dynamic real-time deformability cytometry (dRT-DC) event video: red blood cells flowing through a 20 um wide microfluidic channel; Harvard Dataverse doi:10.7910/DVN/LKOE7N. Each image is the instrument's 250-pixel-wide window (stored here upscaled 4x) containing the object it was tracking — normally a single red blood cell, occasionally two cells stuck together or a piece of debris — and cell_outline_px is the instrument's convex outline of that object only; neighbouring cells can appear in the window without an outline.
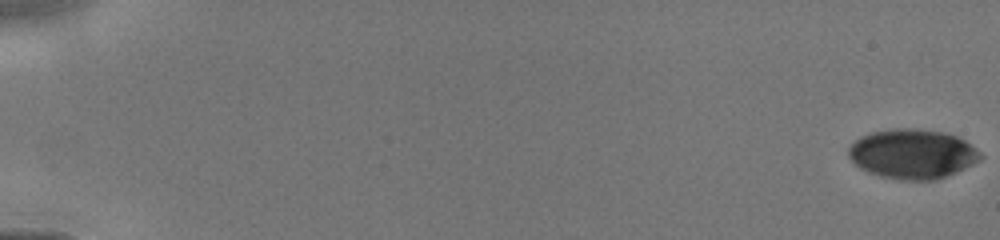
{"species": "human", "species_latin": "Homo sapiens", "temperature_condition": "cold", "stored_images_in_passage": 17, "camera_frame_rate_fps": 3000, "um_per_image_px": 0.085, "donor": {"sex": "male"}, "frame": {"image": 1, "passage_image": 1, "time_ms": 0.0, "image_size_px": [1000, 240], "cell_outline_px": [[984, 156], [980, 160], [956, 172], [936, 180], [896, 180], [880, 176], [868, 172], [860, 168], [848, 156], [848, 148], [860, 136], [872, 132], [896, 128], [916, 128], [944, 132], [956, 136], [964, 140], [976, 148]], "centroid_in_image_um": [77.56, 13.08], "position_along_channel_um": 7.4, "area_um2": 38.21}}
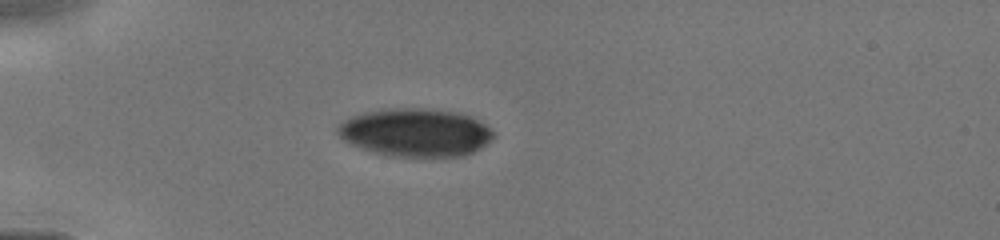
{"frame": {"image": 2, "passage_image": 12, "time_ms": 4.667, "image_size_px": [1000, 240], "cell_outline_px": [[496, 136], [492, 140], [480, 148], [464, 156], [388, 156], [372, 152], [360, 148], [344, 140], [336, 132], [336, 128], [340, 124], [352, 116], [364, 112], [404, 108], [424, 108], [452, 112], [468, 116], [484, 124], [496, 132]], "centroid_in_image_um": [35.33, 11.28], "position_along_channel_um": 49.7, "area_um2": 43.29}}
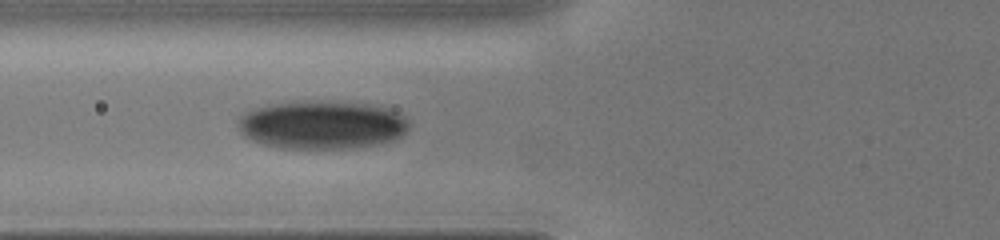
{"frame": {"image": 3, "passage_image": 17, "time_ms": 6.333, "image_size_px": [1000, 240], "cell_outline_px": [[408, 128], [400, 136], [392, 140], [380, 144], [360, 148], [276, 148], [252, 140], [244, 136], [240, 132], [236, 120], [244, 112], [268, 104], [364, 104], [384, 108], [396, 112], [404, 116], [408, 120]], "centroid_in_image_um": [27.33, 10.68], "position_along_channel_um": 98.5, "area_um2": 46.88}}